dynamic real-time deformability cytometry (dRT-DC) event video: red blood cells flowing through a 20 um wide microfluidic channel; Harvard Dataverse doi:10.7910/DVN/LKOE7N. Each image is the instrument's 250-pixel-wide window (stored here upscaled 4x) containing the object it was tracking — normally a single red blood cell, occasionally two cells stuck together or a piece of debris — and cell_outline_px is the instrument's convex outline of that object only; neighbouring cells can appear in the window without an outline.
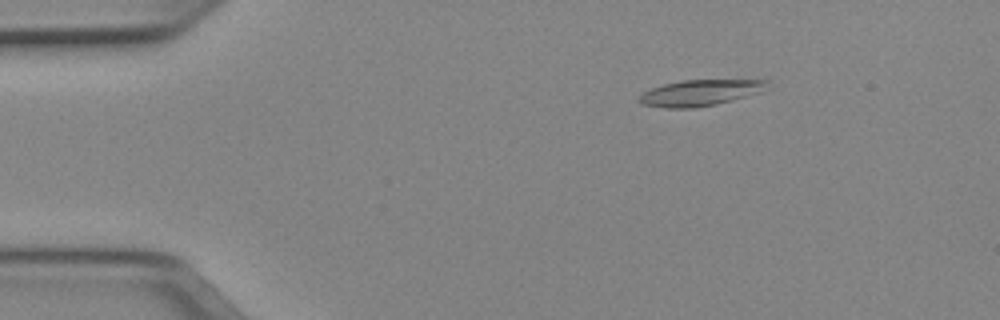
{"species": "Egyptian fruit bat (a non-hibernating species)", "species_latin": "Rousettus aegyptiacus", "temperature_condition": "cold", "stored_images_in_passage": 47, "camera_frame_rate_fps": 3000, "um_per_image_px": 0.085, "animal": {"sex": "female"}, "frame": {"image": 1, "passage_image": 4, "time_ms": 1.0, "image_size_px": [1000, 320], "cell_outline_px": [[772, 88], [764, 92], [716, 104], [696, 108], [664, 108], [640, 104], [636, 100], [644, 92], [652, 88], [664, 84], [680, 80], [768, 80]], "centroid_in_image_um": [59.57, 7.89], "position_along_channel_um": 25.4, "area_um2": 19.83}}
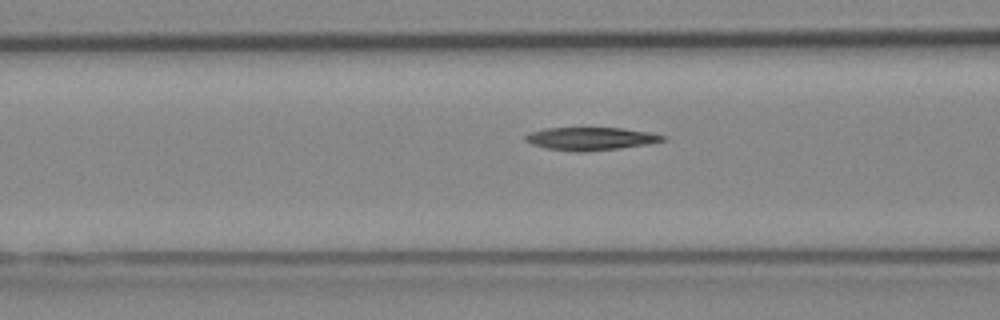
{"frame": {"image": 2, "passage_image": 16, "time_ms": 5.0, "image_size_px": [1000, 320], "cell_outline_px": [[668, 140], [648, 144], [620, 148], [584, 152], [580, 152], [544, 148], [532, 144], [524, 140], [524, 136], [528, 132], [544, 128], [624, 128], [648, 132], [668, 136]], "centroid_in_image_um": [50.21, 11.78], "position_along_channel_um": 116.4, "area_um2": 18.55}}
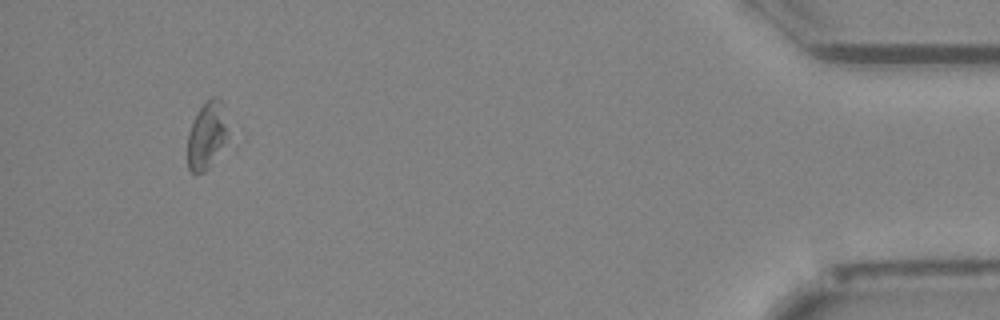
{"frame": {"image": 3, "passage_image": 44, "time_ms": 14.333, "image_size_px": [1000, 320], "cell_outline_px": [[232, 136], [208, 168], [204, 172], [196, 176], [188, 168], [188, 132], [196, 112], [212, 96], [216, 96], [224, 104]], "centroid_in_image_um": [17.65, 11.5], "position_along_channel_um": 417.6, "area_um2": 16.7}}